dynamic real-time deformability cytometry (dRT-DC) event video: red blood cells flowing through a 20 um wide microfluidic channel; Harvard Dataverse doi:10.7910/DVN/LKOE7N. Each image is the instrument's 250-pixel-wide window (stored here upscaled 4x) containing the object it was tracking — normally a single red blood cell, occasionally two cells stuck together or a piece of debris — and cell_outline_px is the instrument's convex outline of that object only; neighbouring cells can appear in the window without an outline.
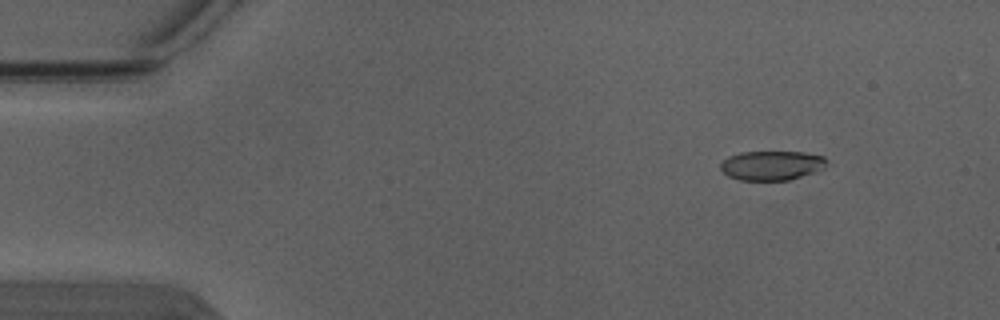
{"species": "Egyptian fruit bat (a non-hibernating species)", "species_latin": "Rousettus aegyptiacus", "temperature_condition": "warm", "stored_images_in_passage": 6, "camera_frame_rate_fps": 3000, "um_per_image_px": 0.085, "animal": {"sex": "male"}, "frame": {"image": 1, "passage_image": 2, "time_ms": 0.333, "image_size_px": [1000, 320], "cell_outline_px": [[828, 160], [824, 168], [816, 172], [788, 180], [740, 180], [728, 176], [720, 168], [720, 164], [728, 156], [740, 152], [804, 152], [824, 156]], "centroid_in_image_um": [65.62, 14.06], "position_along_channel_um": 19.4, "area_um2": 18.26}}
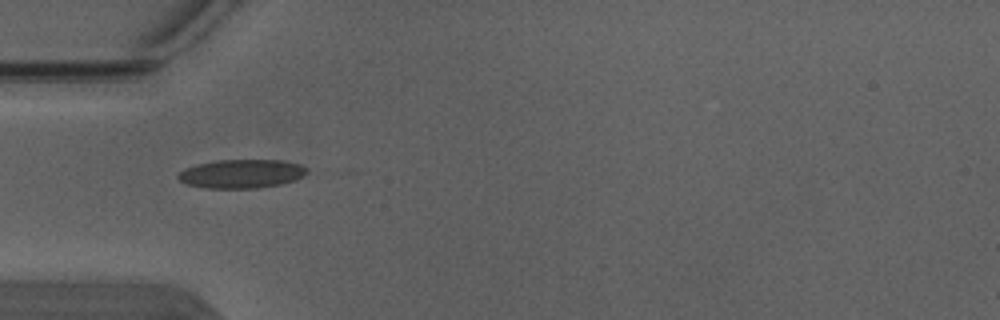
{"frame": {"image": 2, "passage_image": 4, "time_ms": 1.0, "image_size_px": [1000, 320], "cell_outline_px": [[308, 172], [304, 176], [296, 180], [280, 184], [256, 188], [208, 188], [188, 184], [180, 180], [176, 176], [184, 168], [196, 164], [216, 160], [284, 160], [300, 164], [308, 168]], "centroid_in_image_um": [20.56, 14.76], "position_along_channel_um": 64.4, "area_um2": 21.68}}
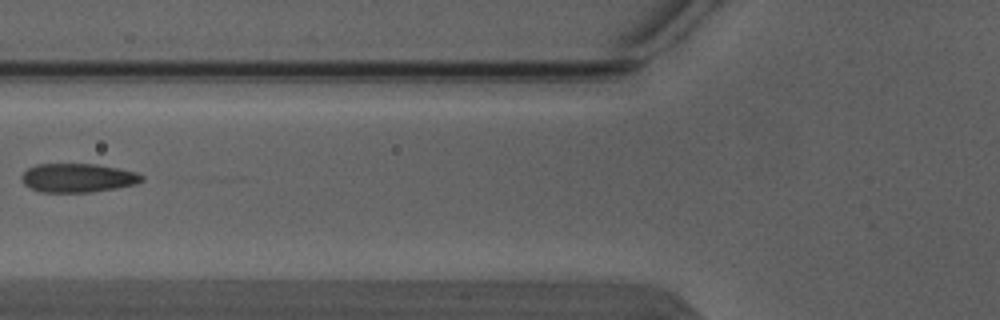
{"frame": {"image": 3, "passage_image": 5, "time_ms": 1.333, "image_size_px": [1000, 320], "cell_outline_px": [[144, 180], [136, 184], [116, 188], [92, 192], [40, 192], [28, 188], [24, 184], [20, 176], [28, 168], [36, 164], [96, 164], [136, 172], [144, 176]], "centroid_in_image_um": [6.59, 15.12], "position_along_channel_um": 119.2, "area_um2": 20.29}}